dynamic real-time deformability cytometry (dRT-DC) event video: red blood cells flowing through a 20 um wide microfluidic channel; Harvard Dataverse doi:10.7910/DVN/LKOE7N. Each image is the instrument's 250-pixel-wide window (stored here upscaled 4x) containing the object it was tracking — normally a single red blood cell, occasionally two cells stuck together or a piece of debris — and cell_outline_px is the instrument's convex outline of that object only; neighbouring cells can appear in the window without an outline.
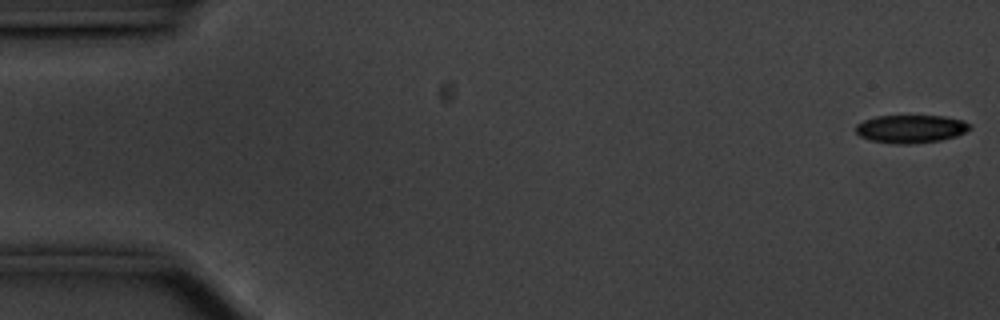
{"species": "common noctule bat (a hibernating species)", "species_latin": "Nyctalus noctula", "temperature_condition": "cold", "stored_images_in_passage": 56, "camera_frame_rate_fps": 3000, "um_per_image_px": 0.085, "animal": {"sex": "male", "body_mass_g": 20.1, "forearm_length_mm": 53.5}, "frame": {"image": 1, "passage_image": 1, "time_ms": 0.0, "image_size_px": [1000, 320], "cell_outline_px": [[968, 128], [964, 132], [956, 136], [940, 140], [912, 144], [900, 144], [868, 140], [860, 136], [856, 132], [856, 124], [864, 120], [876, 116], [944, 116], [964, 120], [968, 124]], "centroid_in_image_um": [77.37, 10.95], "position_along_channel_um": 7.6, "area_um2": 18.5}}
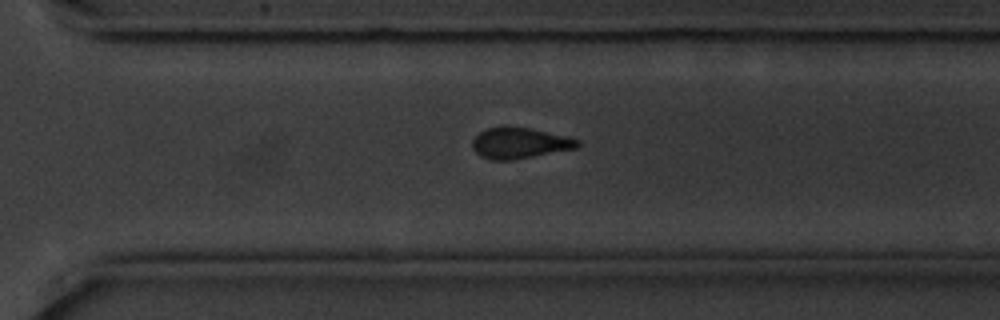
{"frame": {"image": 2, "passage_image": 39, "time_ms": 12.667, "image_size_px": [1000, 320], "cell_outline_px": [[580, 144], [576, 148], [512, 160], [492, 160], [480, 156], [472, 148], [472, 140], [484, 128], [500, 124], [508, 124], [528, 128], [580, 140]], "centroid_in_image_um": [44.08, 12.13], "position_along_channel_um": 326.5, "area_um2": 19.13}}
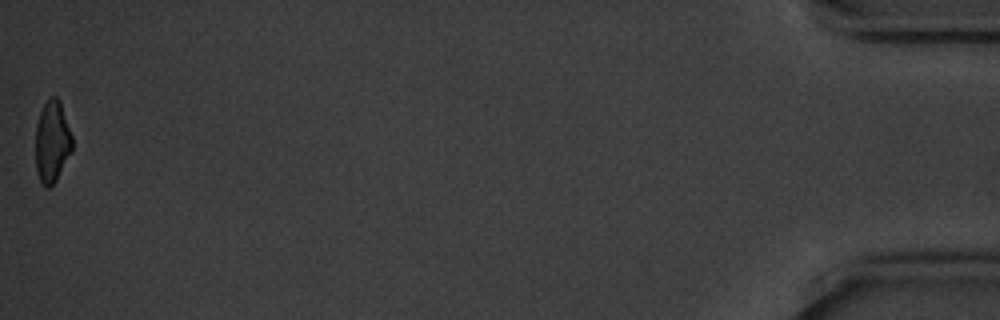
{"frame": {"image": 3, "passage_image": 56, "time_ms": 18.333, "image_size_px": [1000, 320], "cell_outline_px": [[72, 152], [56, 180], [48, 188], [44, 188], [40, 180], [36, 168], [36, 124], [40, 112], [44, 104], [52, 96], [56, 96], [60, 100], [72, 136]], "centroid_in_image_um": [4.44, 12.04], "position_along_channel_um": 430.8, "area_um2": 17.46}, "authors_computed_cell_mechanics": {"area_um2": 19.7098, "velocity_mm_per_s": 3.5578, "shape_relaxation_time_tau1_ms": 2.8771, "shape_relaxation_time_tau2_ms": null, "deformation_change_tau1": 0.0927, "deformation_change_tau2": null}}